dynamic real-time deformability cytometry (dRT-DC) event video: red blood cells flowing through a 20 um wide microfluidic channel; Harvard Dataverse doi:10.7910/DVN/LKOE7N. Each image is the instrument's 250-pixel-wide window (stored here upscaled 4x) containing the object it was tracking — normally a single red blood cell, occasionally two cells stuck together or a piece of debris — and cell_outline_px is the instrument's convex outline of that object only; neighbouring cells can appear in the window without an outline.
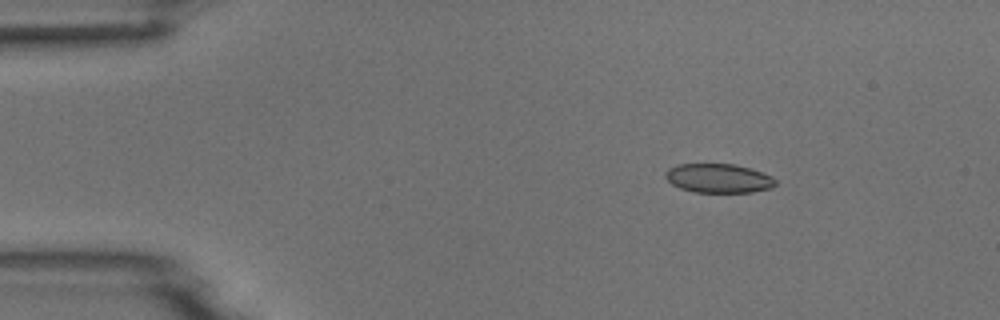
{"species": "common noctule bat (a hibernating species)", "species_latin": "Nyctalus noctula", "temperature_condition": "room temperature", "stored_images_in_passage": 3, "camera_frame_rate_fps": 3000, "um_per_image_px": 0.085, "animal": {"sex": "male", "body_mass_g": 18.8}, "frame": {"image": 1, "passage_image": 1, "time_ms": 0.0, "image_size_px": [1000, 320], "cell_outline_px": [[776, 184], [772, 188], [752, 192], [692, 192], [680, 188], [672, 184], [664, 176], [664, 172], [668, 168], [676, 164], [736, 164], [752, 168], [772, 176], [776, 180]], "centroid_in_image_um": [61.07, 15.15], "position_along_channel_um": 23.9, "area_um2": 18.9}}